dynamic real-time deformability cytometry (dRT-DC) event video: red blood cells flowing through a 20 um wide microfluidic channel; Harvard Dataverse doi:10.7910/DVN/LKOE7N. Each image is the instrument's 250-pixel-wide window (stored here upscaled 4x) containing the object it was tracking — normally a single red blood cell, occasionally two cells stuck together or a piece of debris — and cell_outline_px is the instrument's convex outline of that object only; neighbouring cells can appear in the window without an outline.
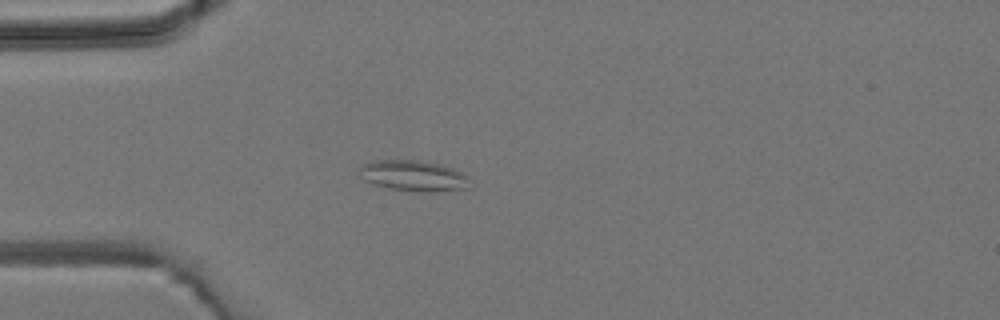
{"species": "common noctule bat (a hibernating species)", "species_latin": "Nyctalus noctula", "temperature_condition": "room temperature", "stored_images_in_passage": 3, "camera_frame_rate_fps": 3000, "um_per_image_px": 0.085, "animal": {"sex": "male", "body_mass_g": 19.2, "forearm_length_mm": 51.8}, "frame": {"image": 1, "passage_image": 3, "time_ms": 3.0, "image_size_px": [1000, 320], "cell_outline_px": [[468, 188], [436, 192], [420, 192], [388, 188], [364, 180], [360, 168], [360, 164], [376, 160], [420, 160], [444, 164], [468, 176]], "centroid_in_image_um": [35.17, 14.93], "position_along_channel_um": 49.8, "area_um2": 19.83}}